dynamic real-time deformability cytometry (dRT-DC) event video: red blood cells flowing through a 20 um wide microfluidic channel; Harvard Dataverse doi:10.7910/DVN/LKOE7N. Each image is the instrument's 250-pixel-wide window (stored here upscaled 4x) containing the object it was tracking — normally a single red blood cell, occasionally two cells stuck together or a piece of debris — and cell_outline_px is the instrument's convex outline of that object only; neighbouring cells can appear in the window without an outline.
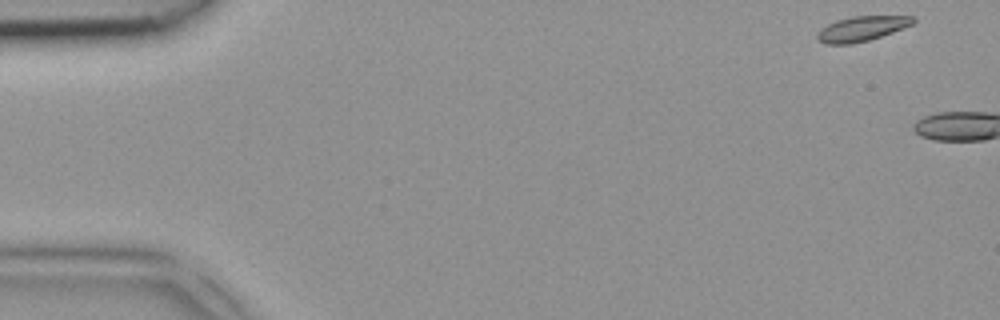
{"species": "common noctule bat (a hibernating species)", "species_latin": "Nyctalus noctula", "temperature_condition": "room temperature", "stored_images_in_passage": 5, "camera_frame_rate_fps": 3000, "um_per_image_px": 0.085, "animal": {"sex": "female", "body_mass_g": 18.4}, "frame": {"image": 1, "passage_image": 1, "time_ms": 0.0, "image_size_px": [1000, 320], "cell_outline_px": [[916, 20], [912, 24], [904, 28], [868, 40], [848, 44], [824, 44], [816, 36], [820, 28], [836, 20], [852, 16], [916, 16]], "centroid_in_image_um": [73.25, 2.42], "position_along_channel_um": 11.8, "area_um2": 13.81}}
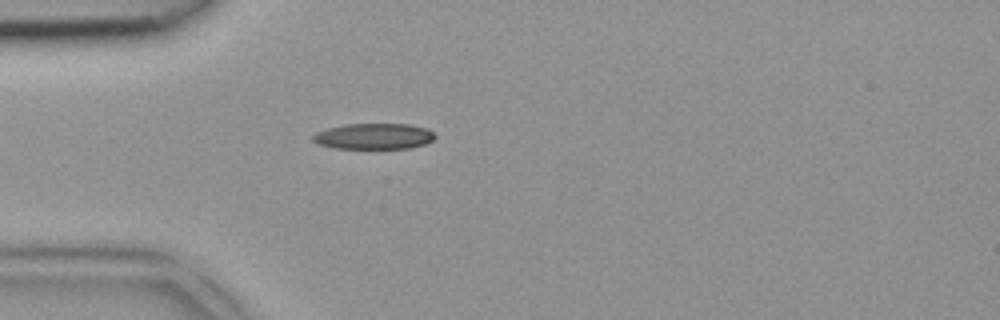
{"frame": {"image": 2, "passage_image": 5, "time_ms": 1.333, "image_size_px": [1000, 320], "cell_outline_px": [[436, 136], [432, 140], [424, 144], [408, 148], [336, 148], [320, 144], [312, 140], [312, 136], [316, 132], [328, 128], [344, 124], [408, 124], [428, 128]], "centroid_in_image_um": [31.78, 11.57], "position_along_channel_um": 53.2, "area_um2": 18.26}}